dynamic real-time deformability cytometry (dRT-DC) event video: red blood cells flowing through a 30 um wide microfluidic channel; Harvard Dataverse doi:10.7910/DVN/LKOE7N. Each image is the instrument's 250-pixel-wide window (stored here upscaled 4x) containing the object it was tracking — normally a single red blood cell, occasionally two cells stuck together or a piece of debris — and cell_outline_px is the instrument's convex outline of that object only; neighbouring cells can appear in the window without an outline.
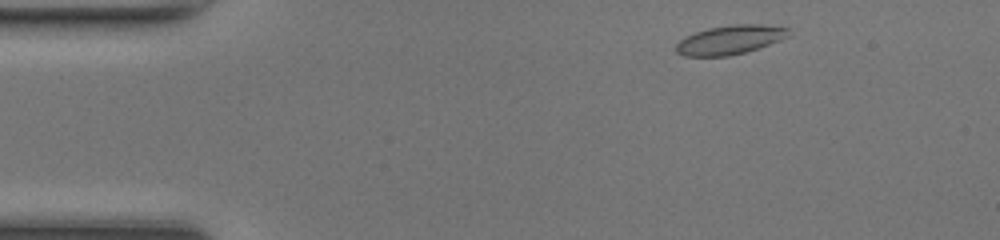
{"species": "common noctule bat (a hibernating species)", "species_latin": "Nyctalus noctula", "temperature_condition": "room temperature", "stored_images_in_passage": 44, "camera_frame_rate_fps": 3000, "um_per_image_px": 0.085, "animal": {"sex": "female", "body_mass_g": 17.0, "forearm_length_mm": 48.0}, "frame": {"image": 1, "passage_image": 2, "time_ms": 0.333, "image_size_px": [1000, 240], "cell_outline_px": [[788, 36], [780, 40], [744, 52], [728, 56], [684, 56], [676, 52], [676, 44], [684, 36], [708, 28], [732, 24], [760, 24], [788, 28]], "centroid_in_image_um": [62.0, 3.38], "position_along_channel_um": 23.0, "area_um2": 18.84}}
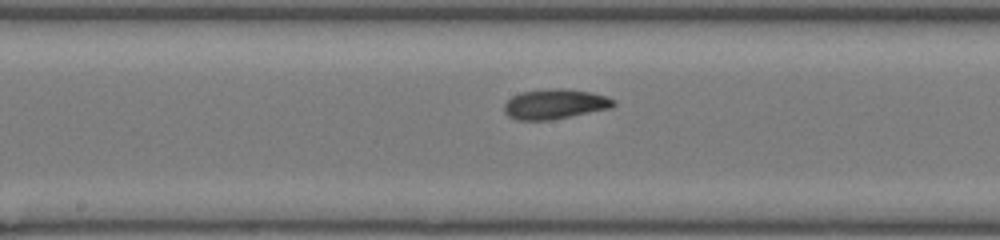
{"frame": {"image": 2, "passage_image": 20, "time_ms": 6.333, "image_size_px": [1000, 240], "cell_outline_px": [[616, 104], [612, 108], [552, 120], [516, 120], [508, 116], [504, 112], [504, 104], [512, 96], [520, 92], [556, 88], [564, 88], [592, 92], [616, 100]], "centroid_in_image_um": [47.17, 8.85], "position_along_channel_um": 201.0, "area_um2": 19.25}}
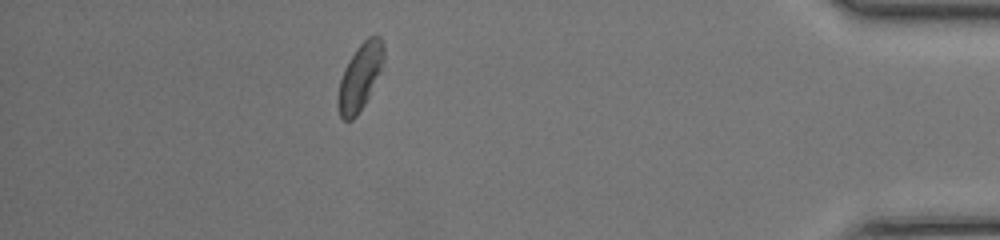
{"frame": {"image": 3, "passage_image": 38, "time_ms": 12.333, "image_size_px": [1000, 240], "cell_outline_px": [[384, 60], [368, 96], [364, 104], [356, 116], [352, 120], [344, 120], [340, 116], [336, 104], [336, 100], [340, 80], [344, 68], [356, 48], [368, 36], [380, 36], [384, 44]], "centroid_in_image_um": [30.57, 6.53], "position_along_channel_um": 404.6, "area_um2": 17.51}, "authors_computed_cell_mechanics": {"area_um2": 18.4382, "velocity_mm_per_s": 4.2676, "shape_relaxation_time_tau1_ms": 6.9136, "shape_relaxation_time_tau2_ms": 1.5426, "deformation_change_tau1": 0.1384, "deformation_change_tau2": 0.0574}}